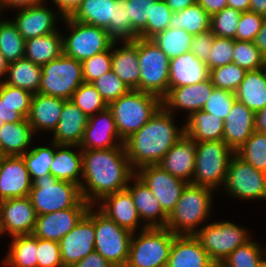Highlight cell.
<instances>
[{
  "label": "cell",
  "instance_id": "obj_15",
  "mask_svg": "<svg viewBox=\"0 0 266 267\" xmlns=\"http://www.w3.org/2000/svg\"><path fill=\"white\" fill-rule=\"evenodd\" d=\"M157 198L163 211L169 216L174 210L187 182L172 176L159 165H147L136 171Z\"/></svg>",
  "mask_w": 266,
  "mask_h": 267
},
{
  "label": "cell",
  "instance_id": "obj_69",
  "mask_svg": "<svg viewBox=\"0 0 266 267\" xmlns=\"http://www.w3.org/2000/svg\"><path fill=\"white\" fill-rule=\"evenodd\" d=\"M7 68H8V63L6 62L3 54L0 52V83L4 82L5 80Z\"/></svg>",
  "mask_w": 266,
  "mask_h": 267
},
{
  "label": "cell",
  "instance_id": "obj_53",
  "mask_svg": "<svg viewBox=\"0 0 266 267\" xmlns=\"http://www.w3.org/2000/svg\"><path fill=\"white\" fill-rule=\"evenodd\" d=\"M158 0H126V14L130 18L132 30L139 36L151 20L152 5Z\"/></svg>",
  "mask_w": 266,
  "mask_h": 267
},
{
  "label": "cell",
  "instance_id": "obj_25",
  "mask_svg": "<svg viewBox=\"0 0 266 267\" xmlns=\"http://www.w3.org/2000/svg\"><path fill=\"white\" fill-rule=\"evenodd\" d=\"M255 121L256 113L235 100L224 119L223 141L236 152L256 130Z\"/></svg>",
  "mask_w": 266,
  "mask_h": 267
},
{
  "label": "cell",
  "instance_id": "obj_37",
  "mask_svg": "<svg viewBox=\"0 0 266 267\" xmlns=\"http://www.w3.org/2000/svg\"><path fill=\"white\" fill-rule=\"evenodd\" d=\"M41 75L42 66L21 58L8 64L4 83L36 94L39 91Z\"/></svg>",
  "mask_w": 266,
  "mask_h": 267
},
{
  "label": "cell",
  "instance_id": "obj_42",
  "mask_svg": "<svg viewBox=\"0 0 266 267\" xmlns=\"http://www.w3.org/2000/svg\"><path fill=\"white\" fill-rule=\"evenodd\" d=\"M0 52L8 64L24 58L25 40L12 19L0 18Z\"/></svg>",
  "mask_w": 266,
  "mask_h": 267
},
{
  "label": "cell",
  "instance_id": "obj_26",
  "mask_svg": "<svg viewBox=\"0 0 266 267\" xmlns=\"http://www.w3.org/2000/svg\"><path fill=\"white\" fill-rule=\"evenodd\" d=\"M195 141L183 135L164 155L159 166L187 183H191L195 171Z\"/></svg>",
  "mask_w": 266,
  "mask_h": 267
},
{
  "label": "cell",
  "instance_id": "obj_14",
  "mask_svg": "<svg viewBox=\"0 0 266 267\" xmlns=\"http://www.w3.org/2000/svg\"><path fill=\"white\" fill-rule=\"evenodd\" d=\"M95 208L87 213L59 242L64 267H71L95 250Z\"/></svg>",
  "mask_w": 266,
  "mask_h": 267
},
{
  "label": "cell",
  "instance_id": "obj_34",
  "mask_svg": "<svg viewBox=\"0 0 266 267\" xmlns=\"http://www.w3.org/2000/svg\"><path fill=\"white\" fill-rule=\"evenodd\" d=\"M184 121L185 135L195 142L223 141L224 121L219 117L200 110Z\"/></svg>",
  "mask_w": 266,
  "mask_h": 267
},
{
  "label": "cell",
  "instance_id": "obj_10",
  "mask_svg": "<svg viewBox=\"0 0 266 267\" xmlns=\"http://www.w3.org/2000/svg\"><path fill=\"white\" fill-rule=\"evenodd\" d=\"M194 236L215 264H221L238 246L251 239L244 226L222 220L206 223Z\"/></svg>",
  "mask_w": 266,
  "mask_h": 267
},
{
  "label": "cell",
  "instance_id": "obj_16",
  "mask_svg": "<svg viewBox=\"0 0 266 267\" xmlns=\"http://www.w3.org/2000/svg\"><path fill=\"white\" fill-rule=\"evenodd\" d=\"M89 207L90 205L82 198L72 208L38 215L32 234L37 238L59 243L87 213Z\"/></svg>",
  "mask_w": 266,
  "mask_h": 267
},
{
  "label": "cell",
  "instance_id": "obj_7",
  "mask_svg": "<svg viewBox=\"0 0 266 267\" xmlns=\"http://www.w3.org/2000/svg\"><path fill=\"white\" fill-rule=\"evenodd\" d=\"M29 198L38 216L72 208L82 196L77 184L47 174L32 182Z\"/></svg>",
  "mask_w": 266,
  "mask_h": 267
},
{
  "label": "cell",
  "instance_id": "obj_19",
  "mask_svg": "<svg viewBox=\"0 0 266 267\" xmlns=\"http://www.w3.org/2000/svg\"><path fill=\"white\" fill-rule=\"evenodd\" d=\"M17 11L12 22L25 41L58 31L56 23L64 18L60 13L54 12L53 8L47 7L45 2L36 6L17 9Z\"/></svg>",
  "mask_w": 266,
  "mask_h": 267
},
{
  "label": "cell",
  "instance_id": "obj_33",
  "mask_svg": "<svg viewBox=\"0 0 266 267\" xmlns=\"http://www.w3.org/2000/svg\"><path fill=\"white\" fill-rule=\"evenodd\" d=\"M35 134L28 120L4 123L0 128V146L5 156H21L32 145Z\"/></svg>",
  "mask_w": 266,
  "mask_h": 267
},
{
  "label": "cell",
  "instance_id": "obj_23",
  "mask_svg": "<svg viewBox=\"0 0 266 267\" xmlns=\"http://www.w3.org/2000/svg\"><path fill=\"white\" fill-rule=\"evenodd\" d=\"M127 189L131 193L142 224L146 228H165L168 215L145 182L135 174L129 181Z\"/></svg>",
  "mask_w": 266,
  "mask_h": 267
},
{
  "label": "cell",
  "instance_id": "obj_60",
  "mask_svg": "<svg viewBox=\"0 0 266 267\" xmlns=\"http://www.w3.org/2000/svg\"><path fill=\"white\" fill-rule=\"evenodd\" d=\"M71 267H115L95 250Z\"/></svg>",
  "mask_w": 266,
  "mask_h": 267
},
{
  "label": "cell",
  "instance_id": "obj_20",
  "mask_svg": "<svg viewBox=\"0 0 266 267\" xmlns=\"http://www.w3.org/2000/svg\"><path fill=\"white\" fill-rule=\"evenodd\" d=\"M213 89L211 79L193 85L169 88L167 94L162 98V107L173 115L177 110H182V112L186 110L185 118H188L194 112L202 110Z\"/></svg>",
  "mask_w": 266,
  "mask_h": 267
},
{
  "label": "cell",
  "instance_id": "obj_21",
  "mask_svg": "<svg viewBox=\"0 0 266 267\" xmlns=\"http://www.w3.org/2000/svg\"><path fill=\"white\" fill-rule=\"evenodd\" d=\"M95 206L118 226L132 233L146 229L127 188L105 196Z\"/></svg>",
  "mask_w": 266,
  "mask_h": 267
},
{
  "label": "cell",
  "instance_id": "obj_29",
  "mask_svg": "<svg viewBox=\"0 0 266 267\" xmlns=\"http://www.w3.org/2000/svg\"><path fill=\"white\" fill-rule=\"evenodd\" d=\"M65 101L59 97L33 94L27 120L35 135L42 131L53 132L55 130Z\"/></svg>",
  "mask_w": 266,
  "mask_h": 267
},
{
  "label": "cell",
  "instance_id": "obj_67",
  "mask_svg": "<svg viewBox=\"0 0 266 267\" xmlns=\"http://www.w3.org/2000/svg\"><path fill=\"white\" fill-rule=\"evenodd\" d=\"M227 4L241 13L250 10V0H227Z\"/></svg>",
  "mask_w": 266,
  "mask_h": 267
},
{
  "label": "cell",
  "instance_id": "obj_17",
  "mask_svg": "<svg viewBox=\"0 0 266 267\" xmlns=\"http://www.w3.org/2000/svg\"><path fill=\"white\" fill-rule=\"evenodd\" d=\"M36 218L29 196L0 201V235H30L34 231Z\"/></svg>",
  "mask_w": 266,
  "mask_h": 267
},
{
  "label": "cell",
  "instance_id": "obj_70",
  "mask_svg": "<svg viewBox=\"0 0 266 267\" xmlns=\"http://www.w3.org/2000/svg\"><path fill=\"white\" fill-rule=\"evenodd\" d=\"M4 157H5V155H4V153H3L2 149H1V146H0V160H1L2 158H4Z\"/></svg>",
  "mask_w": 266,
  "mask_h": 267
},
{
  "label": "cell",
  "instance_id": "obj_3",
  "mask_svg": "<svg viewBox=\"0 0 266 267\" xmlns=\"http://www.w3.org/2000/svg\"><path fill=\"white\" fill-rule=\"evenodd\" d=\"M214 193L209 187L187 183L165 228L175 235H194L209 220Z\"/></svg>",
  "mask_w": 266,
  "mask_h": 267
},
{
  "label": "cell",
  "instance_id": "obj_65",
  "mask_svg": "<svg viewBox=\"0 0 266 267\" xmlns=\"http://www.w3.org/2000/svg\"><path fill=\"white\" fill-rule=\"evenodd\" d=\"M165 2L173 12H177L197 3V0H165Z\"/></svg>",
  "mask_w": 266,
  "mask_h": 267
},
{
  "label": "cell",
  "instance_id": "obj_61",
  "mask_svg": "<svg viewBox=\"0 0 266 267\" xmlns=\"http://www.w3.org/2000/svg\"><path fill=\"white\" fill-rule=\"evenodd\" d=\"M52 2L58 9L56 12L60 13L65 18L71 17L82 5L83 0H52Z\"/></svg>",
  "mask_w": 266,
  "mask_h": 267
},
{
  "label": "cell",
  "instance_id": "obj_47",
  "mask_svg": "<svg viewBox=\"0 0 266 267\" xmlns=\"http://www.w3.org/2000/svg\"><path fill=\"white\" fill-rule=\"evenodd\" d=\"M233 63L246 71L263 68L265 57L252 41L234 40Z\"/></svg>",
  "mask_w": 266,
  "mask_h": 267
},
{
  "label": "cell",
  "instance_id": "obj_48",
  "mask_svg": "<svg viewBox=\"0 0 266 267\" xmlns=\"http://www.w3.org/2000/svg\"><path fill=\"white\" fill-rule=\"evenodd\" d=\"M246 70L233 62L210 70V79L215 88L236 92L243 81Z\"/></svg>",
  "mask_w": 266,
  "mask_h": 267
},
{
  "label": "cell",
  "instance_id": "obj_73",
  "mask_svg": "<svg viewBox=\"0 0 266 267\" xmlns=\"http://www.w3.org/2000/svg\"><path fill=\"white\" fill-rule=\"evenodd\" d=\"M3 124L4 122L0 119V128L2 127Z\"/></svg>",
  "mask_w": 266,
  "mask_h": 267
},
{
  "label": "cell",
  "instance_id": "obj_54",
  "mask_svg": "<svg viewBox=\"0 0 266 267\" xmlns=\"http://www.w3.org/2000/svg\"><path fill=\"white\" fill-rule=\"evenodd\" d=\"M235 100V93L214 87L210 98L205 103L202 110L224 121L230 113Z\"/></svg>",
  "mask_w": 266,
  "mask_h": 267
},
{
  "label": "cell",
  "instance_id": "obj_40",
  "mask_svg": "<svg viewBox=\"0 0 266 267\" xmlns=\"http://www.w3.org/2000/svg\"><path fill=\"white\" fill-rule=\"evenodd\" d=\"M210 23L211 16L198 3H195L183 10L173 12L169 27L184 29L188 33L197 35L209 31Z\"/></svg>",
  "mask_w": 266,
  "mask_h": 267
},
{
  "label": "cell",
  "instance_id": "obj_18",
  "mask_svg": "<svg viewBox=\"0 0 266 267\" xmlns=\"http://www.w3.org/2000/svg\"><path fill=\"white\" fill-rule=\"evenodd\" d=\"M117 146H124V142L119 136L112 111L107 107L88 117L80 149L100 150Z\"/></svg>",
  "mask_w": 266,
  "mask_h": 267
},
{
  "label": "cell",
  "instance_id": "obj_68",
  "mask_svg": "<svg viewBox=\"0 0 266 267\" xmlns=\"http://www.w3.org/2000/svg\"><path fill=\"white\" fill-rule=\"evenodd\" d=\"M266 18V0H250V10Z\"/></svg>",
  "mask_w": 266,
  "mask_h": 267
},
{
  "label": "cell",
  "instance_id": "obj_6",
  "mask_svg": "<svg viewBox=\"0 0 266 267\" xmlns=\"http://www.w3.org/2000/svg\"><path fill=\"white\" fill-rule=\"evenodd\" d=\"M176 235L167 228L133 233L125 267H165Z\"/></svg>",
  "mask_w": 266,
  "mask_h": 267
},
{
  "label": "cell",
  "instance_id": "obj_55",
  "mask_svg": "<svg viewBox=\"0 0 266 267\" xmlns=\"http://www.w3.org/2000/svg\"><path fill=\"white\" fill-rule=\"evenodd\" d=\"M81 63L84 82L92 83L106 72L111 71V47Z\"/></svg>",
  "mask_w": 266,
  "mask_h": 267
},
{
  "label": "cell",
  "instance_id": "obj_49",
  "mask_svg": "<svg viewBox=\"0 0 266 267\" xmlns=\"http://www.w3.org/2000/svg\"><path fill=\"white\" fill-rule=\"evenodd\" d=\"M241 12L234 8L226 7L211 16L210 31L221 38L235 40Z\"/></svg>",
  "mask_w": 266,
  "mask_h": 267
},
{
  "label": "cell",
  "instance_id": "obj_35",
  "mask_svg": "<svg viewBox=\"0 0 266 267\" xmlns=\"http://www.w3.org/2000/svg\"><path fill=\"white\" fill-rule=\"evenodd\" d=\"M235 97L255 113L262 110L266 106V73L264 69L247 71L235 92Z\"/></svg>",
  "mask_w": 266,
  "mask_h": 267
},
{
  "label": "cell",
  "instance_id": "obj_8",
  "mask_svg": "<svg viewBox=\"0 0 266 267\" xmlns=\"http://www.w3.org/2000/svg\"><path fill=\"white\" fill-rule=\"evenodd\" d=\"M62 21L70 32L68 35L62 33L63 54L80 62L107 51L114 43L106 29L77 22L71 17Z\"/></svg>",
  "mask_w": 266,
  "mask_h": 267
},
{
  "label": "cell",
  "instance_id": "obj_71",
  "mask_svg": "<svg viewBox=\"0 0 266 267\" xmlns=\"http://www.w3.org/2000/svg\"><path fill=\"white\" fill-rule=\"evenodd\" d=\"M263 69H264V71H265V73H266V58H265V60H264Z\"/></svg>",
  "mask_w": 266,
  "mask_h": 267
},
{
  "label": "cell",
  "instance_id": "obj_43",
  "mask_svg": "<svg viewBox=\"0 0 266 267\" xmlns=\"http://www.w3.org/2000/svg\"><path fill=\"white\" fill-rule=\"evenodd\" d=\"M238 246L221 263L224 267H262L266 263V248H262L255 240Z\"/></svg>",
  "mask_w": 266,
  "mask_h": 267
},
{
  "label": "cell",
  "instance_id": "obj_72",
  "mask_svg": "<svg viewBox=\"0 0 266 267\" xmlns=\"http://www.w3.org/2000/svg\"><path fill=\"white\" fill-rule=\"evenodd\" d=\"M213 267H224V266L221 264H214Z\"/></svg>",
  "mask_w": 266,
  "mask_h": 267
},
{
  "label": "cell",
  "instance_id": "obj_39",
  "mask_svg": "<svg viewBox=\"0 0 266 267\" xmlns=\"http://www.w3.org/2000/svg\"><path fill=\"white\" fill-rule=\"evenodd\" d=\"M2 264L6 267H37L38 238L33 234L10 237Z\"/></svg>",
  "mask_w": 266,
  "mask_h": 267
},
{
  "label": "cell",
  "instance_id": "obj_22",
  "mask_svg": "<svg viewBox=\"0 0 266 267\" xmlns=\"http://www.w3.org/2000/svg\"><path fill=\"white\" fill-rule=\"evenodd\" d=\"M32 180L22 156H5L0 160V201L27 197Z\"/></svg>",
  "mask_w": 266,
  "mask_h": 267
},
{
  "label": "cell",
  "instance_id": "obj_28",
  "mask_svg": "<svg viewBox=\"0 0 266 267\" xmlns=\"http://www.w3.org/2000/svg\"><path fill=\"white\" fill-rule=\"evenodd\" d=\"M210 79L207 63L191 51L170 59L169 88L193 85Z\"/></svg>",
  "mask_w": 266,
  "mask_h": 267
},
{
  "label": "cell",
  "instance_id": "obj_32",
  "mask_svg": "<svg viewBox=\"0 0 266 267\" xmlns=\"http://www.w3.org/2000/svg\"><path fill=\"white\" fill-rule=\"evenodd\" d=\"M78 149L75 152L73 149ZM50 174L58 180L69 181L79 187L82 182V150L78 145H57Z\"/></svg>",
  "mask_w": 266,
  "mask_h": 267
},
{
  "label": "cell",
  "instance_id": "obj_38",
  "mask_svg": "<svg viewBox=\"0 0 266 267\" xmlns=\"http://www.w3.org/2000/svg\"><path fill=\"white\" fill-rule=\"evenodd\" d=\"M116 0H83L71 18L77 22L106 29L114 22Z\"/></svg>",
  "mask_w": 266,
  "mask_h": 267
},
{
  "label": "cell",
  "instance_id": "obj_13",
  "mask_svg": "<svg viewBox=\"0 0 266 267\" xmlns=\"http://www.w3.org/2000/svg\"><path fill=\"white\" fill-rule=\"evenodd\" d=\"M221 190L239 200H266V172L255 169L234 154Z\"/></svg>",
  "mask_w": 266,
  "mask_h": 267
},
{
  "label": "cell",
  "instance_id": "obj_64",
  "mask_svg": "<svg viewBox=\"0 0 266 267\" xmlns=\"http://www.w3.org/2000/svg\"><path fill=\"white\" fill-rule=\"evenodd\" d=\"M253 42L258 47L261 54L266 58V18Z\"/></svg>",
  "mask_w": 266,
  "mask_h": 267
},
{
  "label": "cell",
  "instance_id": "obj_59",
  "mask_svg": "<svg viewBox=\"0 0 266 267\" xmlns=\"http://www.w3.org/2000/svg\"><path fill=\"white\" fill-rule=\"evenodd\" d=\"M214 34L209 30L207 32L193 36L191 42V52L200 60L206 61L210 50L212 49Z\"/></svg>",
  "mask_w": 266,
  "mask_h": 267
},
{
  "label": "cell",
  "instance_id": "obj_5",
  "mask_svg": "<svg viewBox=\"0 0 266 267\" xmlns=\"http://www.w3.org/2000/svg\"><path fill=\"white\" fill-rule=\"evenodd\" d=\"M196 160L192 184L218 191L223 187L235 151L224 141L195 142Z\"/></svg>",
  "mask_w": 266,
  "mask_h": 267
},
{
  "label": "cell",
  "instance_id": "obj_30",
  "mask_svg": "<svg viewBox=\"0 0 266 267\" xmlns=\"http://www.w3.org/2000/svg\"><path fill=\"white\" fill-rule=\"evenodd\" d=\"M88 117L71 100H66L51 141L57 145H80Z\"/></svg>",
  "mask_w": 266,
  "mask_h": 267
},
{
  "label": "cell",
  "instance_id": "obj_57",
  "mask_svg": "<svg viewBox=\"0 0 266 267\" xmlns=\"http://www.w3.org/2000/svg\"><path fill=\"white\" fill-rule=\"evenodd\" d=\"M264 20V16L255 12H242L238 23L235 40L253 42L259 30L261 29Z\"/></svg>",
  "mask_w": 266,
  "mask_h": 267
},
{
  "label": "cell",
  "instance_id": "obj_2",
  "mask_svg": "<svg viewBox=\"0 0 266 267\" xmlns=\"http://www.w3.org/2000/svg\"><path fill=\"white\" fill-rule=\"evenodd\" d=\"M174 117L161 107L141 129L124 141L128 160L135 172L147 165H158L168 150L185 135L184 125L176 126Z\"/></svg>",
  "mask_w": 266,
  "mask_h": 267
},
{
  "label": "cell",
  "instance_id": "obj_41",
  "mask_svg": "<svg viewBox=\"0 0 266 267\" xmlns=\"http://www.w3.org/2000/svg\"><path fill=\"white\" fill-rule=\"evenodd\" d=\"M193 36L184 29L168 27L151 39L171 59L191 51Z\"/></svg>",
  "mask_w": 266,
  "mask_h": 267
},
{
  "label": "cell",
  "instance_id": "obj_4",
  "mask_svg": "<svg viewBox=\"0 0 266 267\" xmlns=\"http://www.w3.org/2000/svg\"><path fill=\"white\" fill-rule=\"evenodd\" d=\"M161 107L160 97L137 89L129 90L108 105L123 142L141 129Z\"/></svg>",
  "mask_w": 266,
  "mask_h": 267
},
{
  "label": "cell",
  "instance_id": "obj_27",
  "mask_svg": "<svg viewBox=\"0 0 266 267\" xmlns=\"http://www.w3.org/2000/svg\"><path fill=\"white\" fill-rule=\"evenodd\" d=\"M215 263L194 235H176L166 267H213Z\"/></svg>",
  "mask_w": 266,
  "mask_h": 267
},
{
  "label": "cell",
  "instance_id": "obj_63",
  "mask_svg": "<svg viewBox=\"0 0 266 267\" xmlns=\"http://www.w3.org/2000/svg\"><path fill=\"white\" fill-rule=\"evenodd\" d=\"M197 3L210 15L228 7L227 0H197Z\"/></svg>",
  "mask_w": 266,
  "mask_h": 267
},
{
  "label": "cell",
  "instance_id": "obj_46",
  "mask_svg": "<svg viewBox=\"0 0 266 267\" xmlns=\"http://www.w3.org/2000/svg\"><path fill=\"white\" fill-rule=\"evenodd\" d=\"M71 101L90 117L105 110L108 105L91 83L83 82L73 93Z\"/></svg>",
  "mask_w": 266,
  "mask_h": 267
},
{
  "label": "cell",
  "instance_id": "obj_11",
  "mask_svg": "<svg viewBox=\"0 0 266 267\" xmlns=\"http://www.w3.org/2000/svg\"><path fill=\"white\" fill-rule=\"evenodd\" d=\"M83 82L82 63L62 54L42 66L38 93L71 100L73 93Z\"/></svg>",
  "mask_w": 266,
  "mask_h": 267
},
{
  "label": "cell",
  "instance_id": "obj_12",
  "mask_svg": "<svg viewBox=\"0 0 266 267\" xmlns=\"http://www.w3.org/2000/svg\"><path fill=\"white\" fill-rule=\"evenodd\" d=\"M132 235L98 208L95 209V251L115 267L126 266Z\"/></svg>",
  "mask_w": 266,
  "mask_h": 267
},
{
  "label": "cell",
  "instance_id": "obj_66",
  "mask_svg": "<svg viewBox=\"0 0 266 267\" xmlns=\"http://www.w3.org/2000/svg\"><path fill=\"white\" fill-rule=\"evenodd\" d=\"M255 129L256 131L266 133V106L256 112Z\"/></svg>",
  "mask_w": 266,
  "mask_h": 267
},
{
  "label": "cell",
  "instance_id": "obj_56",
  "mask_svg": "<svg viewBox=\"0 0 266 267\" xmlns=\"http://www.w3.org/2000/svg\"><path fill=\"white\" fill-rule=\"evenodd\" d=\"M233 52L234 39L214 36L212 49L205 62L210 70L227 65L228 63L233 62Z\"/></svg>",
  "mask_w": 266,
  "mask_h": 267
},
{
  "label": "cell",
  "instance_id": "obj_62",
  "mask_svg": "<svg viewBox=\"0 0 266 267\" xmlns=\"http://www.w3.org/2000/svg\"><path fill=\"white\" fill-rule=\"evenodd\" d=\"M45 0H0V12L1 15L4 10L12 9H22L31 6H36L44 3ZM12 8V9H11Z\"/></svg>",
  "mask_w": 266,
  "mask_h": 267
},
{
  "label": "cell",
  "instance_id": "obj_45",
  "mask_svg": "<svg viewBox=\"0 0 266 267\" xmlns=\"http://www.w3.org/2000/svg\"><path fill=\"white\" fill-rule=\"evenodd\" d=\"M235 154L255 169L266 172V133L255 130Z\"/></svg>",
  "mask_w": 266,
  "mask_h": 267
},
{
  "label": "cell",
  "instance_id": "obj_52",
  "mask_svg": "<svg viewBox=\"0 0 266 267\" xmlns=\"http://www.w3.org/2000/svg\"><path fill=\"white\" fill-rule=\"evenodd\" d=\"M173 15L172 9L165 0H158L152 5L151 20H147L145 30L138 36L143 39H151L157 33L169 27V21Z\"/></svg>",
  "mask_w": 266,
  "mask_h": 267
},
{
  "label": "cell",
  "instance_id": "obj_36",
  "mask_svg": "<svg viewBox=\"0 0 266 267\" xmlns=\"http://www.w3.org/2000/svg\"><path fill=\"white\" fill-rule=\"evenodd\" d=\"M62 54L63 45L61 31H55L25 41L24 58L32 61L36 65L43 66L44 64L59 58Z\"/></svg>",
  "mask_w": 266,
  "mask_h": 267
},
{
  "label": "cell",
  "instance_id": "obj_58",
  "mask_svg": "<svg viewBox=\"0 0 266 267\" xmlns=\"http://www.w3.org/2000/svg\"><path fill=\"white\" fill-rule=\"evenodd\" d=\"M37 267H64L58 242L38 238Z\"/></svg>",
  "mask_w": 266,
  "mask_h": 267
},
{
  "label": "cell",
  "instance_id": "obj_1",
  "mask_svg": "<svg viewBox=\"0 0 266 267\" xmlns=\"http://www.w3.org/2000/svg\"><path fill=\"white\" fill-rule=\"evenodd\" d=\"M135 174L124 146L82 150L81 196L95 206L105 196L126 189Z\"/></svg>",
  "mask_w": 266,
  "mask_h": 267
},
{
  "label": "cell",
  "instance_id": "obj_31",
  "mask_svg": "<svg viewBox=\"0 0 266 267\" xmlns=\"http://www.w3.org/2000/svg\"><path fill=\"white\" fill-rule=\"evenodd\" d=\"M33 94L27 90L0 83V119L4 123L28 118Z\"/></svg>",
  "mask_w": 266,
  "mask_h": 267
},
{
  "label": "cell",
  "instance_id": "obj_44",
  "mask_svg": "<svg viewBox=\"0 0 266 267\" xmlns=\"http://www.w3.org/2000/svg\"><path fill=\"white\" fill-rule=\"evenodd\" d=\"M56 150V143L51 141L47 146H37L30 148L22 158L29 171L32 182L35 179L50 174V167Z\"/></svg>",
  "mask_w": 266,
  "mask_h": 267
},
{
  "label": "cell",
  "instance_id": "obj_50",
  "mask_svg": "<svg viewBox=\"0 0 266 267\" xmlns=\"http://www.w3.org/2000/svg\"><path fill=\"white\" fill-rule=\"evenodd\" d=\"M109 35L114 41H134L138 38L126 14V0H116L114 22H109Z\"/></svg>",
  "mask_w": 266,
  "mask_h": 267
},
{
  "label": "cell",
  "instance_id": "obj_51",
  "mask_svg": "<svg viewBox=\"0 0 266 267\" xmlns=\"http://www.w3.org/2000/svg\"><path fill=\"white\" fill-rule=\"evenodd\" d=\"M91 84L101 94L107 105L130 90L112 70L106 72Z\"/></svg>",
  "mask_w": 266,
  "mask_h": 267
},
{
  "label": "cell",
  "instance_id": "obj_24",
  "mask_svg": "<svg viewBox=\"0 0 266 267\" xmlns=\"http://www.w3.org/2000/svg\"><path fill=\"white\" fill-rule=\"evenodd\" d=\"M138 64V38L134 41H114L111 46V70L130 90L140 91Z\"/></svg>",
  "mask_w": 266,
  "mask_h": 267
},
{
  "label": "cell",
  "instance_id": "obj_9",
  "mask_svg": "<svg viewBox=\"0 0 266 267\" xmlns=\"http://www.w3.org/2000/svg\"><path fill=\"white\" fill-rule=\"evenodd\" d=\"M138 63L140 91L162 99L169 90L170 59L152 39L138 37Z\"/></svg>",
  "mask_w": 266,
  "mask_h": 267
}]
</instances>
